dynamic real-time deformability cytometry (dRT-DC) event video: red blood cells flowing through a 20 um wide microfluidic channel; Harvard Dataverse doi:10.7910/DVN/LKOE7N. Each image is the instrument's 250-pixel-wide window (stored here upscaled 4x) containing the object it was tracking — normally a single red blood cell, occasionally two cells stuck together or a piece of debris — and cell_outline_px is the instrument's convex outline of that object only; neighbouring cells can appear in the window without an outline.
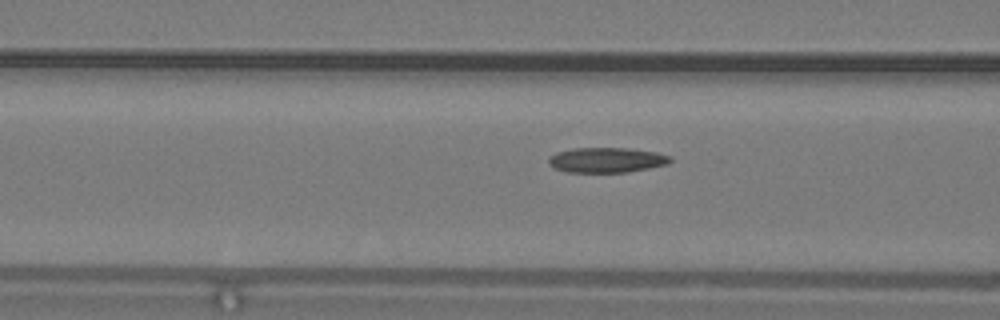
{"species": "common noctule bat (a hibernating species)", "species_latin": "Nyctalus noctula", "temperature_condition": "warm", "stored_images_in_passage": 16, "camera_frame_rate_fps": 3000, "um_per_image_px": 0.085, "animal": {"sex": "male", "body_mass_g": 19.2, "forearm_length_mm": 51.8}, "frame": {"image": 1, "passage_image": 14, "time_ms": 4.333, "image_size_px": [1000, 320], "cell_outline_px": [[672, 160], [668, 164], [628, 172], [564, 172], [552, 168], [548, 164], [548, 156], [556, 152], [572, 148], [628, 148], [656, 152], [672, 156]], "centroid_in_image_um": [51.52, 13.6], "position_along_channel_um": 115.1, "area_um2": 18.03}}